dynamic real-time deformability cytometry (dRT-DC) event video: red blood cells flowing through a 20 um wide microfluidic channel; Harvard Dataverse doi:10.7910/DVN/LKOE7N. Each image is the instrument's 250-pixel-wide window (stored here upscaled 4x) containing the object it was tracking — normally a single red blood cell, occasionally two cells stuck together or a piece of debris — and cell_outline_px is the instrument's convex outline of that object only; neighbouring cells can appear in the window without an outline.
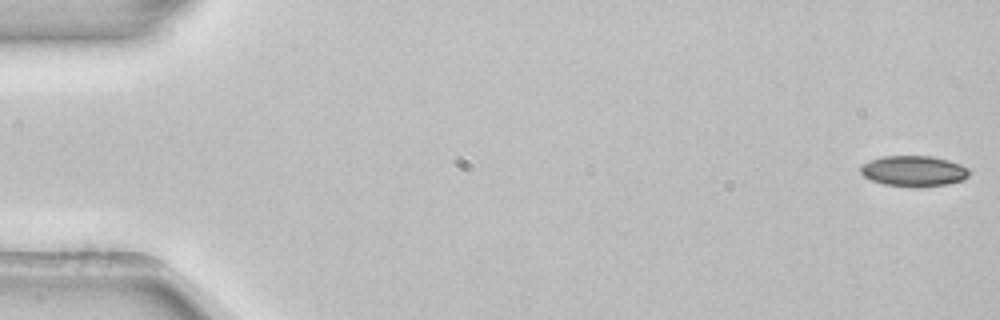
{"species": "common noctule bat (a hibernating species)", "species_latin": "Nyctalus noctula", "temperature_condition": "room temperature", "stored_images_in_passage": 54, "camera_frame_rate_fps": 3000, "um_per_image_px": 0.085, "animal": {"sex": "female", "body_mass_g": 22.7, "forearm_length_mm": 54.2}, "frame": {"image": 1, "passage_image": 1, "time_ms": 0.0, "image_size_px": [1000, 320], "cell_outline_px": [[968, 176], [964, 180], [948, 184], [884, 184], [872, 180], [864, 176], [860, 172], [860, 168], [868, 160], [884, 156], [932, 156], [948, 160], [960, 164], [968, 168]], "centroid_in_image_um": [77.66, 14.49], "position_along_channel_um": 7.3, "area_um2": 18.61}}
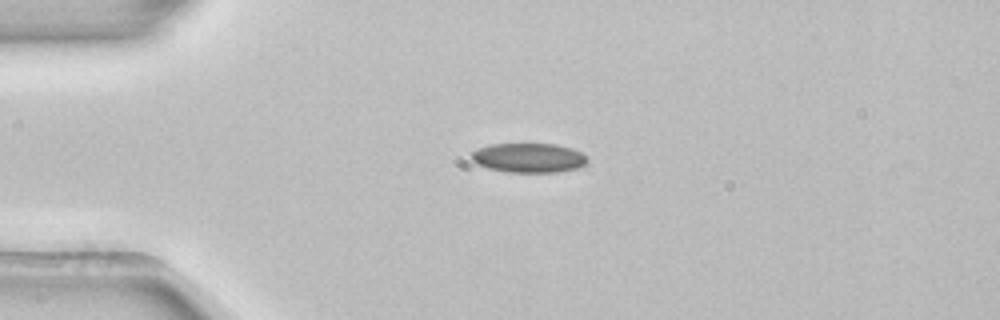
{"frame": {"image": 2, "passage_image": 13, "time_ms": 4.0, "image_size_px": [1000, 320], "cell_outline_px": [[588, 160], [580, 168], [556, 172], [508, 172], [488, 168], [476, 164], [472, 160], [472, 152], [476, 148], [492, 144], [556, 144], [572, 148], [580, 152]], "centroid_in_image_um": [44.92, 13.41], "position_along_channel_um": 40.1, "area_um2": 19.88}}
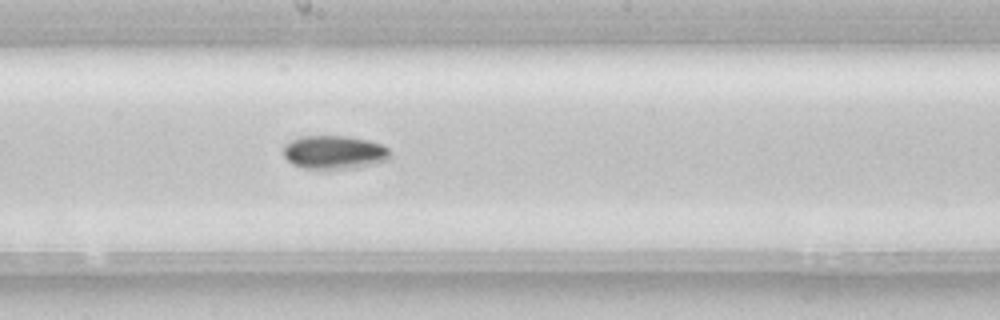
{"frame": {"image": 3, "passage_image": 29, "time_ms": 9.333, "image_size_px": [1000, 320], "cell_outline_px": [[388, 160], [372, 164], [352, 168], [304, 168], [292, 164], [284, 156], [284, 144], [300, 136], [344, 136], [368, 140], [380, 144], [388, 148]], "centroid_in_image_um": [28.37, 12.93], "position_along_channel_um": 219.8, "area_um2": 20.52}}